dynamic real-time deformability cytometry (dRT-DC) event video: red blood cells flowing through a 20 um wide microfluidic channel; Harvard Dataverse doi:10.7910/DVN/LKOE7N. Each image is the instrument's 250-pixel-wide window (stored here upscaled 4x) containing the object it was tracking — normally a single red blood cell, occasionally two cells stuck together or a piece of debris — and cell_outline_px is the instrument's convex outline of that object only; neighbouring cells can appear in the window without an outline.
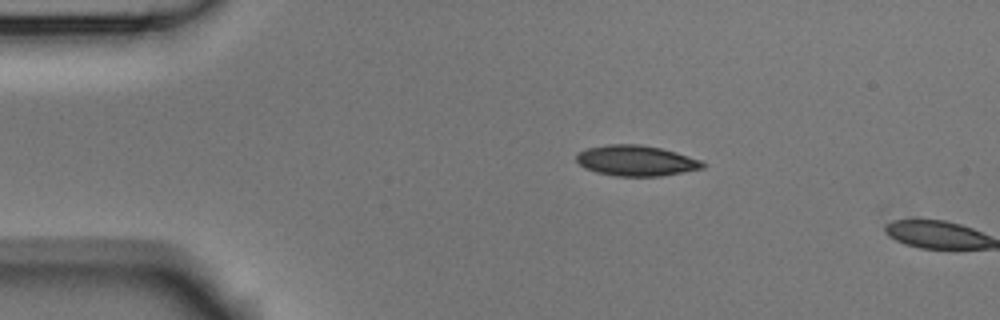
{"species": "Egyptian fruit bat (a non-hibernating species)", "species_latin": "Rousettus aegyptiacus", "temperature_condition": "room temperature", "stored_images_in_passage": 3, "camera_frame_rate_fps": 3000, "um_per_image_px": 0.085, "animal": {"sex": "male"}, "frame": {"image": 1, "passage_image": 2, "time_ms": 0.333, "image_size_px": [1000, 320], "cell_outline_px": [[708, 164], [704, 168], [660, 176], [616, 176], [596, 172], [584, 168], [576, 160], [576, 156], [580, 152], [588, 148], [608, 144], [640, 144], [660, 148], [676, 152], [700, 160]], "centroid_in_image_um": [54.08, 13.66], "position_along_channel_um": 30.9, "area_um2": 22.43}}